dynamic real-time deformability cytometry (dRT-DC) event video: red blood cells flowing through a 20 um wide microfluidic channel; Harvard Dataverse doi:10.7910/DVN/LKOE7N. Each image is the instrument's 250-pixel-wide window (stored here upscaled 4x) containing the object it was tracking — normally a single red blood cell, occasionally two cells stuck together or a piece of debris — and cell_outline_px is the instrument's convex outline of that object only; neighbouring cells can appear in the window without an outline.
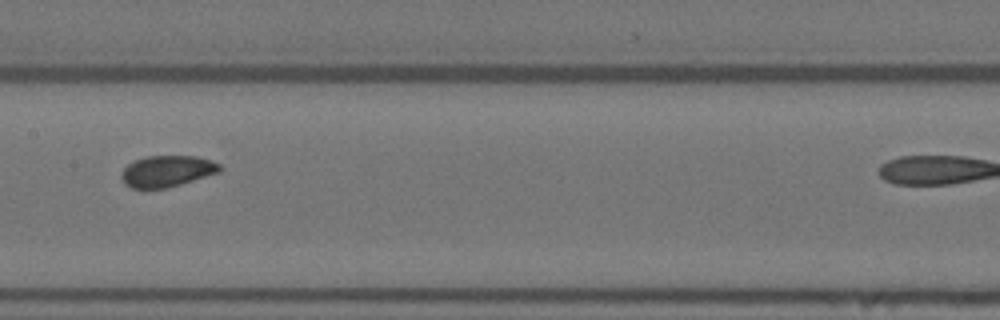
{"species": "Egyptian fruit bat (a non-hibernating species)", "species_latin": "Rousettus aegyptiacus", "temperature_condition": "warm", "stored_images_in_passage": 15, "camera_frame_rate_fps": 3000, "um_per_image_px": 0.085, "animal": {"sex": "female"}, "frame": {"image": 1, "passage_image": 7, "time_ms": 8.333, "image_size_px": [1000, 320], "cell_outline_px": [[224, 168], [220, 172], [180, 184], [164, 188], [132, 188], [124, 184], [120, 176], [124, 168], [128, 164], [144, 156], [196, 156], [220, 164]], "centroid_in_image_um": [14.19, 14.54], "position_along_channel_um": 193.2, "area_um2": 17.86}}
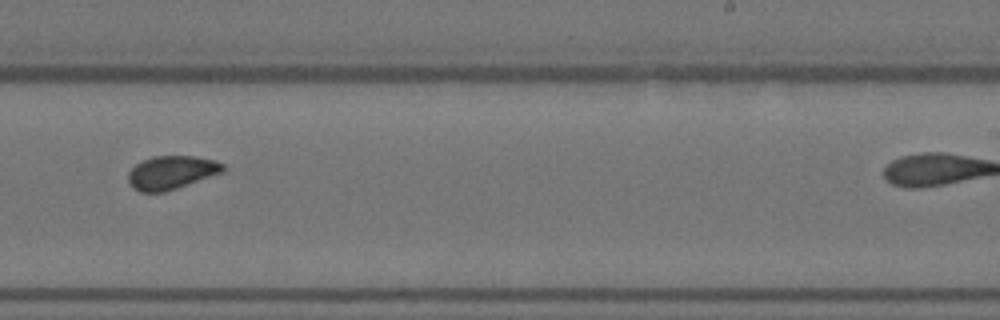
{"frame": {"image": 2, "passage_image": 9, "time_ms": 10.667, "image_size_px": [1000, 320], "cell_outline_px": [[224, 172], [164, 192], [140, 192], [132, 188], [128, 180], [128, 172], [136, 164], [152, 156], [196, 156], [216, 160], [224, 164]], "centroid_in_image_um": [14.57, 14.66], "position_along_channel_um": 274.4, "area_um2": 18.5}}
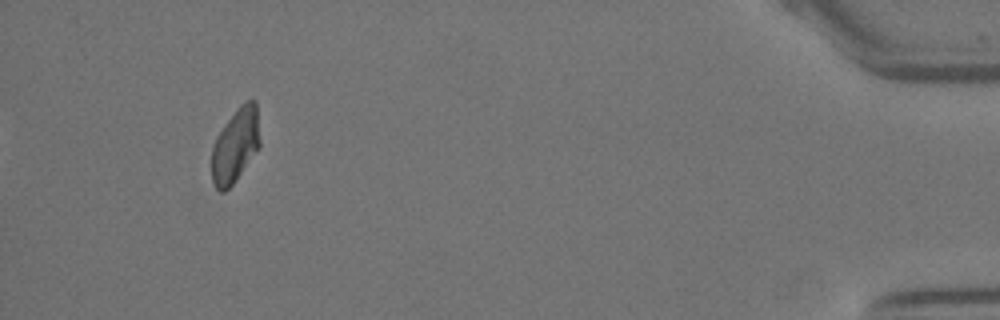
{"frame": {"image": 3, "passage_image": 15, "time_ms": 18.667, "image_size_px": [1000, 320], "cell_outline_px": [[260, 144], [232, 184], [224, 192], [220, 192], [212, 184], [212, 144], [216, 136], [236, 108], [244, 100], [256, 100], [260, 140]], "centroid_in_image_um": [19.98, 12.32], "position_along_channel_um": 415.2, "area_um2": 20.63}}